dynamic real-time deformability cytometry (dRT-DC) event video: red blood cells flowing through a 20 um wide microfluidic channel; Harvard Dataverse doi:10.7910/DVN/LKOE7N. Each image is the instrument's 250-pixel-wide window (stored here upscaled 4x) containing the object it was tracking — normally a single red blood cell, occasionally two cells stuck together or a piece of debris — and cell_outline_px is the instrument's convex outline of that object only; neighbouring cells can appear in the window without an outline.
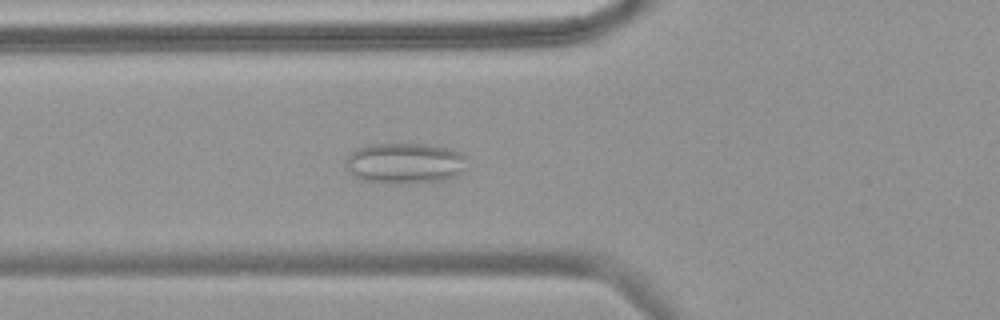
{"species": "common noctule bat (a hibernating species)", "species_latin": "Nyctalus noctula", "temperature_condition": "warm", "stored_images_in_passage": 58, "camera_frame_rate_fps": 3000, "um_per_image_px": 0.085, "animal": {"sex": "female", "body_mass_g": 18.4}, "frame": {"image": 1, "passage_image": 22, "time_ms": 7.0, "image_size_px": [1000, 320], "cell_outline_px": [[464, 156], [460, 172], [456, 176], [444, 180], [368, 180], [356, 176], [348, 172], [344, 164], [344, 160], [356, 148], [368, 144], [424, 144], [448, 148], [460, 152]], "centroid_in_image_um": [34.34, 13.8], "position_along_channel_um": 91.5, "area_um2": 27.34}}
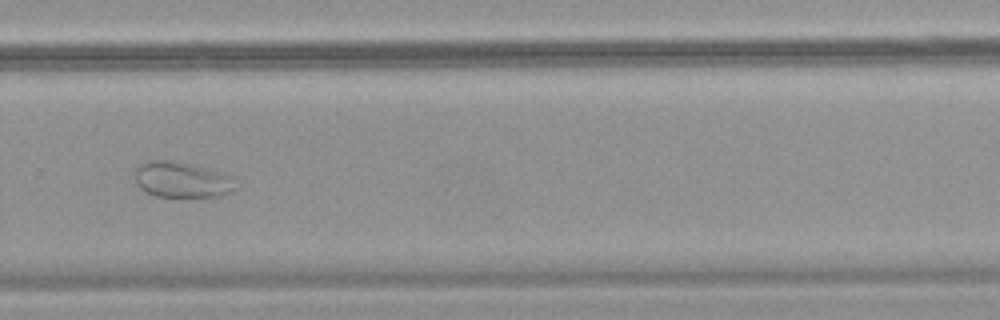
{"frame": {"image": 2, "passage_image": 41, "time_ms": 13.333, "image_size_px": [1000, 320], "cell_outline_px": [[236, 188], [220, 196], [156, 196], [140, 188], [136, 180], [136, 164], [148, 160], [172, 160], [208, 168], [232, 176]], "centroid_in_image_um": [15.44, 15.25], "position_along_channel_um": 314.4, "area_um2": 20.81}}
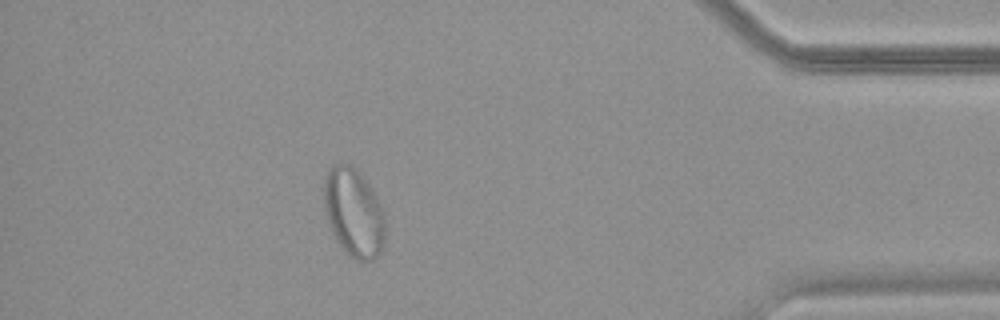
{"frame": {"image": 3, "passage_image": 52, "time_ms": 17.0, "image_size_px": [1000, 320], "cell_outline_px": [[384, 244], [380, 252], [372, 260], [356, 260], [348, 256], [336, 240], [328, 224], [324, 208], [324, 176], [336, 164], [352, 164], [360, 172], [368, 184], [384, 216]], "centroid_in_image_um": [30.03, 18.09], "position_along_channel_um": 405.2, "area_um2": 31.27}}